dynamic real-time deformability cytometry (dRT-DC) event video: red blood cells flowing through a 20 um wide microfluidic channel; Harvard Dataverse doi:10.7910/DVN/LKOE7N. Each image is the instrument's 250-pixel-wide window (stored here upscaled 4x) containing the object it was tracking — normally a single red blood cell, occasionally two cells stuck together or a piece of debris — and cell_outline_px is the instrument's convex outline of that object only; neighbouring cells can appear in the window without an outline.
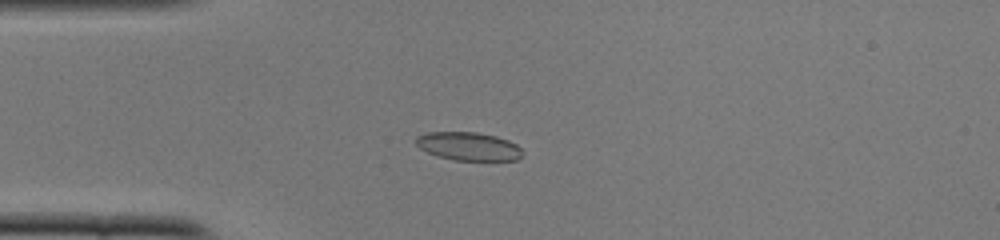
{"species": "common noctule bat (a hibernating species)", "species_latin": "Nyctalus noctula", "temperature_condition": "cold", "stored_images_in_passage": 52, "camera_frame_rate_fps": 3000, "um_per_image_px": 0.085, "animal": {"sex": "female", "body_mass_g": 22.0, "forearm_length_mm": 56.7}, "frame": {"image": 1, "passage_image": 14, "time_ms": 4.333, "image_size_px": [1000, 240], "cell_outline_px": [[524, 152], [516, 160], [452, 160], [436, 156], [420, 148], [416, 144], [416, 136], [428, 132], [476, 132], [496, 136], [508, 140], [516, 144]], "centroid_in_image_um": [39.81, 12.43], "position_along_channel_um": 45.2, "area_um2": 17.57}}
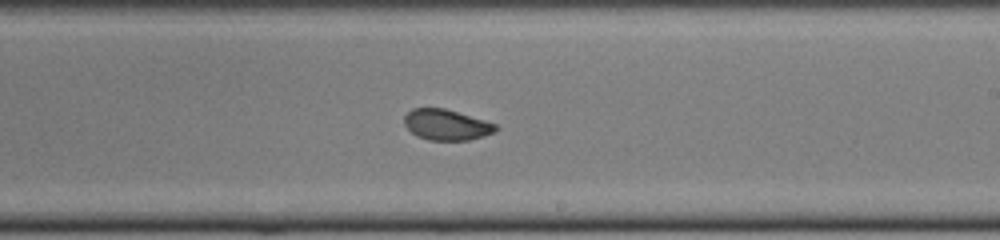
{"frame": {"image": 2, "passage_image": 31, "time_ms": 10.0, "image_size_px": [1000, 240], "cell_outline_px": [[500, 128], [496, 132], [484, 136], [468, 140], [428, 140], [416, 136], [404, 124], [404, 116], [412, 108], [444, 108], [484, 120], [496, 124]], "centroid_in_image_um": [37.96, 10.61], "position_along_channel_um": 251.0, "area_um2": 16.42}}
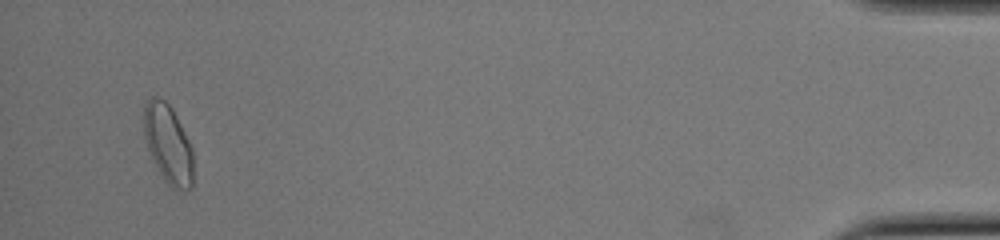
{"frame": {"image": 3, "passage_image": 50, "time_ms": 16.333, "image_size_px": [1000, 240], "cell_outline_px": [[192, 188], [180, 192], [172, 188], [164, 180], [152, 160], [144, 136], [144, 104], [152, 96], [160, 96], [172, 108], [192, 148]], "centroid_in_image_um": [14.28, 12.26], "position_along_channel_um": 420.9, "area_um2": 22.72}, "authors_computed_cell_mechanics": {"area_um2": 17.6579, "velocity_mm_per_s": 3.9107, "shape_relaxation_time_tau1_ms": 4.4382, "shape_relaxation_time_tau2_ms": 1.1835, "deformation_change_tau1": 0.1118, "deformation_change_tau2": 0.0575}}